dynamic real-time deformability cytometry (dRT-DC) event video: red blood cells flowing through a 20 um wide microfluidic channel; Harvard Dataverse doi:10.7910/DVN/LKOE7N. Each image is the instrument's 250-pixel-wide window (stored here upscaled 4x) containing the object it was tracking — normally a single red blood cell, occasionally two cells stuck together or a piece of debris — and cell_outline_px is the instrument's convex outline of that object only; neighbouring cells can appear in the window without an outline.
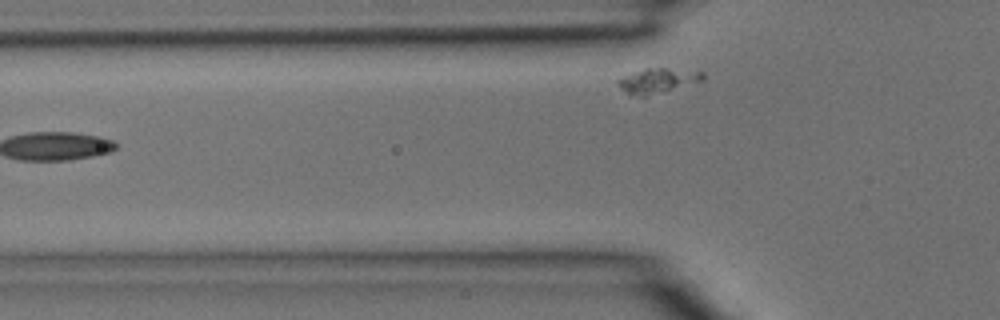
{"species": "common noctule bat (a hibernating species)", "species_latin": "Nyctalus noctula", "temperature_condition": "room temperature", "stored_images_in_passage": 5, "segment_of_instrument_passage": [2, 2], "camera_frame_rate_fps": 3000, "um_per_image_px": 0.085, "animal": {"sex": "male", "body_mass_g": 15.6}, "frame": {"image": 1, "passage_image": 5, "time_ms": 1.333, "image_size_px": [1000, 320], "cell_outline_px": [[704, 80], [644, 96], [640, 96], [628, 92], [616, 84], [624, 76], [644, 68], [668, 68], [704, 72]], "centroid_in_image_um": [55.93, 6.82], "position_along_channel_um": 69.9, "area_um2": 11.68}}